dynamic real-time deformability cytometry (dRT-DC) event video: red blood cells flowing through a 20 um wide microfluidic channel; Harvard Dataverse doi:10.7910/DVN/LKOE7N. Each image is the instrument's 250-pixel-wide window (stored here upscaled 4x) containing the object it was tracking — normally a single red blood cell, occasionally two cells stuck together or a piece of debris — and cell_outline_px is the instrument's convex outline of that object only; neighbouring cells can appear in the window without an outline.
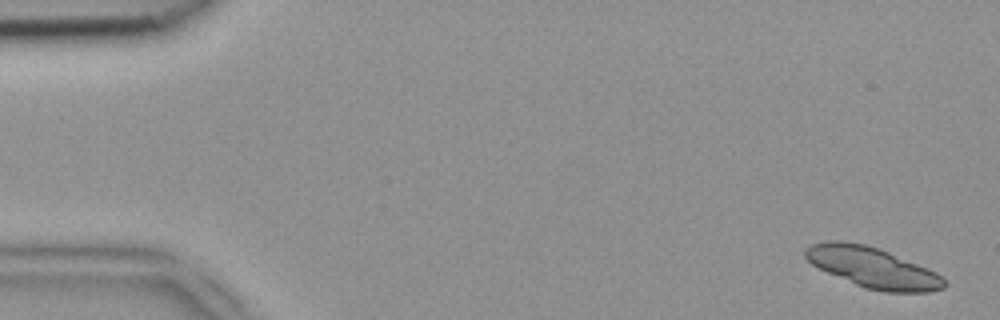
{"species": "common noctule bat (a hibernating species)", "species_latin": "Nyctalus noctula", "temperature_condition": "room temperature", "stored_images_in_passage": 7, "camera_frame_rate_fps": 3000, "um_per_image_px": 0.085, "animal": {"sex": "female", "body_mass_g": 18.4}, "frame": {"image": 1, "passage_image": 2, "time_ms": 0.333, "image_size_px": [1000, 320], "cell_outline_px": [[948, 284], [944, 288], [928, 292], [884, 292], [864, 288], [828, 272], [812, 264], [804, 256], [804, 248], [812, 244], [828, 240], [840, 240], [864, 244], [880, 248], [928, 268], [944, 276]], "centroid_in_image_um": [74.21, 22.74], "position_along_channel_um": 10.8, "area_um2": 32.95}}